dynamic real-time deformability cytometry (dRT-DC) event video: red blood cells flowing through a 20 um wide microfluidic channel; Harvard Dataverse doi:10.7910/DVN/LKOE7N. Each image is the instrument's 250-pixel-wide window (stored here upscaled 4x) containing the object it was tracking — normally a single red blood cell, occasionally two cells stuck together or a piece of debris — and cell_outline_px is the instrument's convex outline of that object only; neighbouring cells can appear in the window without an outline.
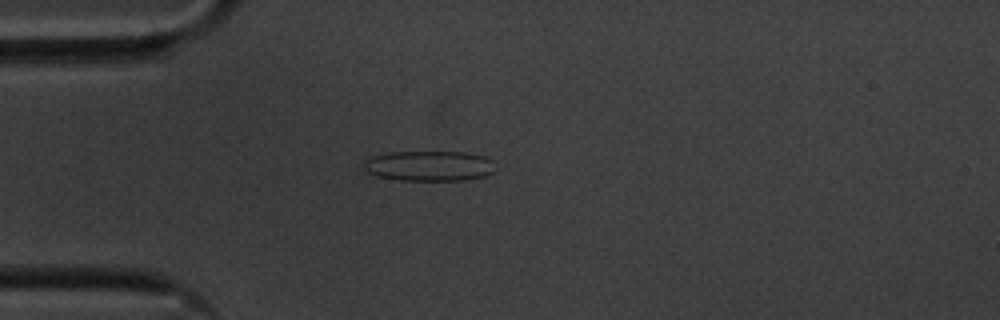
{"species": "common noctule bat (a hibernating species)", "species_latin": "Nyctalus noctula", "temperature_condition": "cold", "stored_images_in_passage": 42, "camera_frame_rate_fps": 3000, "um_per_image_px": 0.085, "animal": {"sex": "male", "body_mass_g": 20.1, "forearm_length_mm": 53.5}, "frame": {"image": 1, "passage_image": 1, "time_ms": 0.0, "image_size_px": [1000, 320], "cell_outline_px": [[492, 172], [484, 176], [464, 180], [400, 180], [376, 176], [368, 172], [364, 168], [364, 160], [368, 156], [392, 152], [464, 152], [484, 156], [492, 160]], "centroid_in_image_um": [36.42, 14.09], "position_along_channel_um": 48.6, "area_um2": 23.12}}
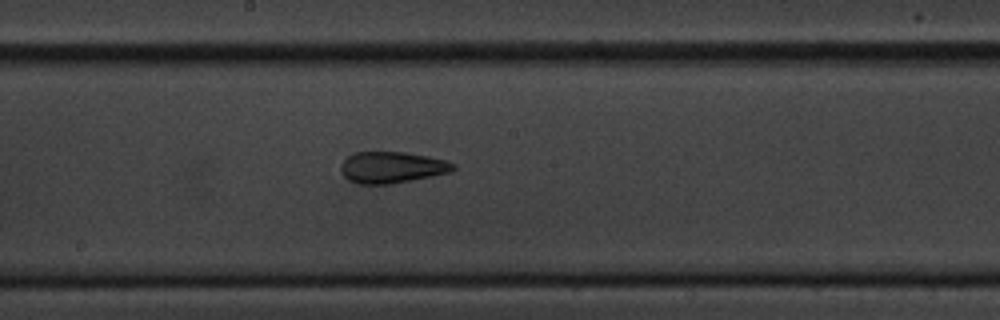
{"frame": {"image": 2, "passage_image": 16, "time_ms": 5.0, "image_size_px": [1000, 320], "cell_outline_px": [[456, 168], [452, 172], [392, 184], [356, 184], [348, 180], [344, 176], [340, 168], [340, 164], [352, 152], [408, 152], [448, 160], [456, 164]], "centroid_in_image_um": [33.33, 14.22], "position_along_channel_um": 214.9, "area_um2": 20.92}}
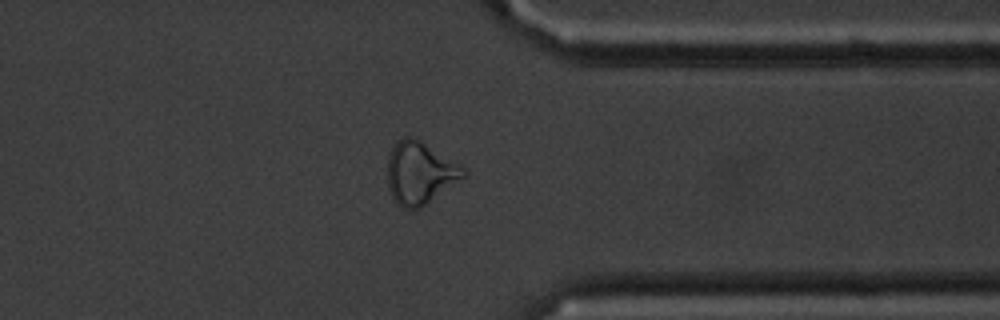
{"frame": {"image": 3, "passage_image": 30, "time_ms": 9.667, "image_size_px": [1000, 320], "cell_outline_px": [[468, 172], [464, 176], [420, 208], [404, 208], [396, 204], [388, 188], [388, 156], [392, 148], [404, 136], [416, 136], [464, 168]], "centroid_in_image_um": [35.66, 14.67], "position_along_channel_um": 375.7, "area_um2": 27.22}, "authors_computed_cell_mechanics": {"area_um2": 20.9525, "velocity_mm_per_s": 3.5522, "shape_relaxation_time_tau1_ms": null, "shape_relaxation_time_tau2_ms": 2.5574, "deformation_change_tau1": null, "deformation_change_tau2": 0.1234}}